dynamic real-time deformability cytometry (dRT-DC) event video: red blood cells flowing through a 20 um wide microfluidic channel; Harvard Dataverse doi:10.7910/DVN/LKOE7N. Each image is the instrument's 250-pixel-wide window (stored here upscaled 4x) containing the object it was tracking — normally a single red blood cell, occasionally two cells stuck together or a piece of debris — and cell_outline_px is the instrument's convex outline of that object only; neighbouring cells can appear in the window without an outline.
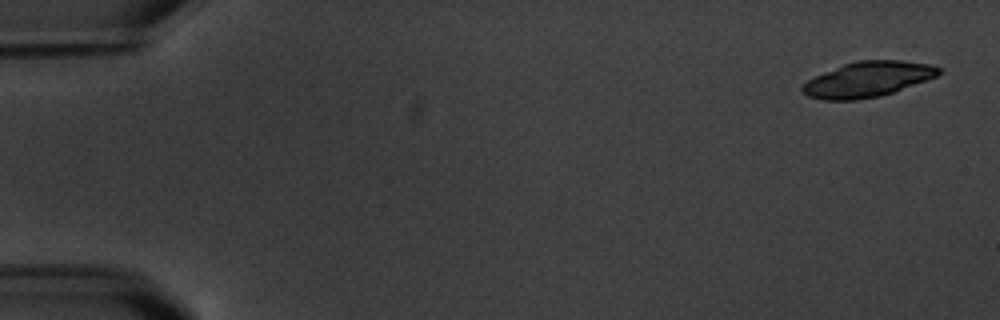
{"species": "common noctule bat (a hibernating species)", "species_latin": "Nyctalus noctula", "temperature_condition": "warm", "stored_images_in_passage": 6, "camera_frame_rate_fps": 3000, "um_per_image_px": 0.085, "animal": {"sex": "male", "body_mass_g": 20.1, "forearm_length_mm": 53.5}, "frame": {"image": 1, "passage_image": 1, "time_ms": 0.0, "image_size_px": [1000, 320], "cell_outline_px": [[940, 72], [936, 76], [892, 92], [880, 96], [856, 100], [824, 100], [808, 96], [800, 88], [808, 80], [816, 76], [844, 64], [860, 60], [900, 60], [932, 64], [940, 68]], "centroid_in_image_um": [73.76, 6.74], "position_along_channel_um": 11.2, "area_um2": 27.57}}
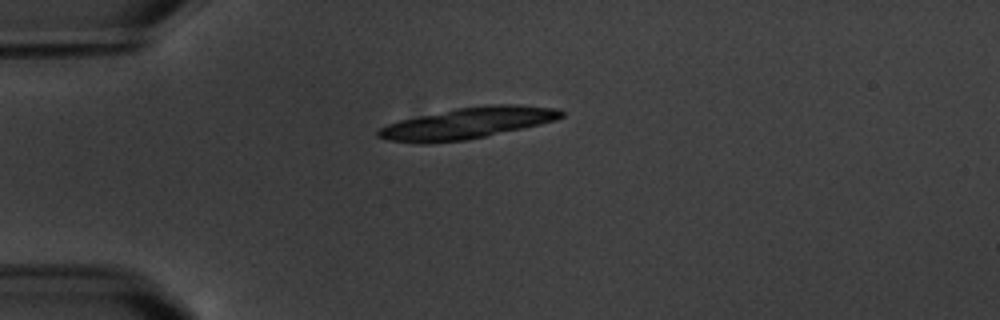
{"frame": {"image": 2, "passage_image": 4, "time_ms": 4.333, "image_size_px": [1000, 320], "cell_outline_px": [[564, 116], [556, 120], [540, 124], [484, 136], [464, 140], [428, 144], [420, 144], [388, 140], [376, 136], [376, 132], [380, 128], [388, 124], [400, 120], [456, 108], [488, 104], [520, 104], [556, 108], [564, 112]], "centroid_in_image_um": [39.72, 10.46], "position_along_channel_um": 45.3, "area_um2": 33.29}}